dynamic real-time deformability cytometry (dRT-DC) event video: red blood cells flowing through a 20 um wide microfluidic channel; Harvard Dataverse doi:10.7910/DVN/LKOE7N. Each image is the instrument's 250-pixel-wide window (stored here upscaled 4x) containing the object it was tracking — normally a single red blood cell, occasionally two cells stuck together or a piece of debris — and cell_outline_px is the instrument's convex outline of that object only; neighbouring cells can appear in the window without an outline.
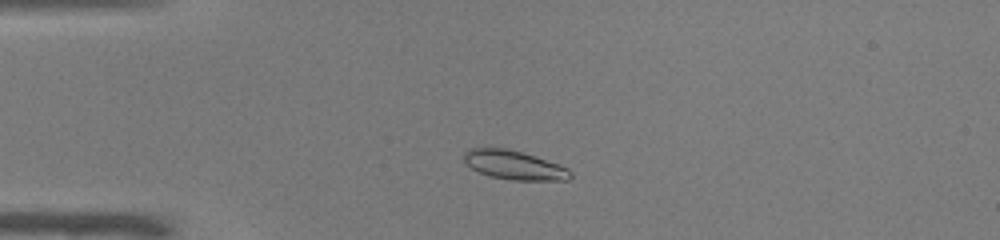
{"species": "common noctule bat (a hibernating species)", "species_latin": "Nyctalus noctula", "temperature_condition": "warm", "stored_images_in_passage": 39, "camera_frame_rate_fps": 3000, "um_per_image_px": 0.085, "animal": {"sex": "male", "body_mass_g": 19.0, "forearm_length_mm": 50.8}, "frame": {"image": 1, "passage_image": 1, "time_ms": 0.0, "image_size_px": [1000, 240], "cell_outline_px": [[572, 176], [568, 180], [512, 180], [488, 176], [464, 164], [464, 152], [468, 148], [504, 148], [520, 152], [560, 164], [568, 168], [572, 172]], "centroid_in_image_um": [43.69, 14.04], "position_along_channel_um": 41.3, "area_um2": 17.98}}
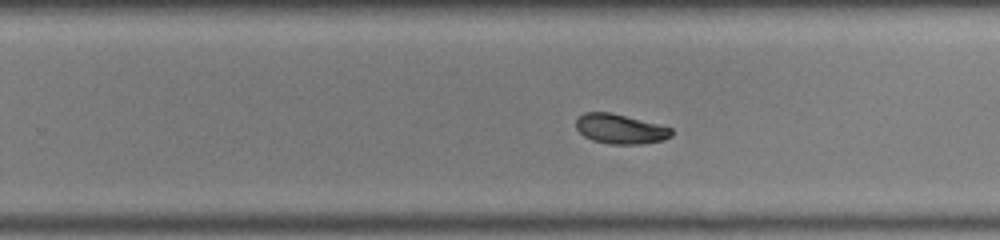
{"frame": {"image": 2, "passage_image": 21, "time_ms": 6.667, "image_size_px": [1000, 240], "cell_outline_px": [[672, 136], [664, 140], [644, 144], [608, 144], [592, 140], [584, 136], [576, 128], [576, 120], [584, 112], [612, 112], [672, 128]], "centroid_in_image_um": [52.72, 10.97], "position_along_channel_um": 277.1, "area_um2": 16.59}}
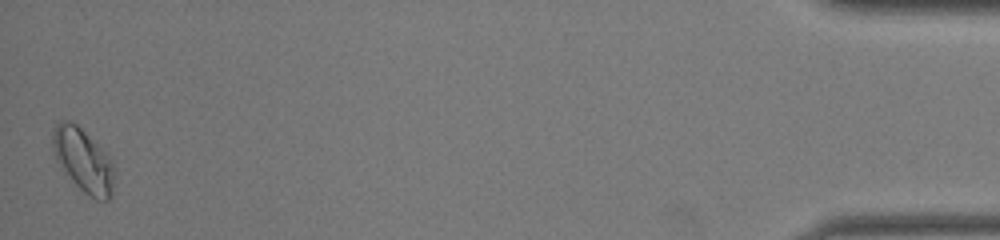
{"frame": {"image": 3, "passage_image": 39, "time_ms": 12.667, "image_size_px": [1000, 240], "cell_outline_px": [[112, 192], [108, 200], [96, 200], [88, 196], [72, 180], [56, 160], [52, 148], [52, 132], [56, 124], [60, 120], [72, 120], [112, 160]], "centroid_in_image_um": [7.03, 13.61], "position_along_channel_um": 428.2, "area_um2": 22.2}, "authors_computed_cell_mechanics": {"area_um2": 17.2822, "velocity_mm_per_s": 3.9793, "shape_relaxation_time_tau1_ms": 7.8894, "shape_relaxation_time_tau2_ms": 1.6608, "deformation_change_tau1": 0.1927, "deformation_change_tau2": 0.0493}}